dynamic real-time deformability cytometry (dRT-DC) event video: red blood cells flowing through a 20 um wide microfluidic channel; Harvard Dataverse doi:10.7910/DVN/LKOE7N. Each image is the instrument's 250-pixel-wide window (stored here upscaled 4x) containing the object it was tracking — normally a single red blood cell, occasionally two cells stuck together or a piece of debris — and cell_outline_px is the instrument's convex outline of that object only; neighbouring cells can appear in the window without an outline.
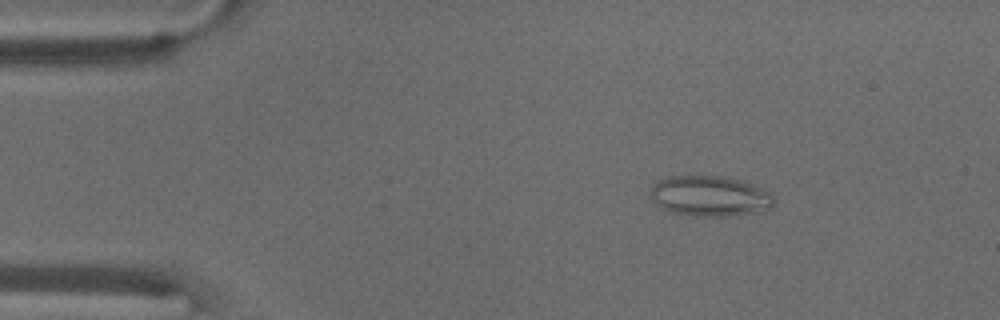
{"species": "common noctule bat (a hibernating species)", "species_latin": "Nyctalus noctula", "temperature_condition": "warm", "stored_images_in_passage": 54, "camera_frame_rate_fps": 3000, "um_per_image_px": 0.085, "animal": {"sex": "male", "body_mass_g": 18.8}, "frame": {"image": 1, "passage_image": 8, "time_ms": 2.333, "image_size_px": [1000, 320], "cell_outline_px": [[776, 200], [768, 208], [752, 212], [724, 216], [692, 216], [668, 212], [656, 204], [648, 196], [648, 192], [652, 184], [660, 180], [672, 176], [724, 176], [740, 180], [752, 184], [768, 192]], "centroid_in_image_um": [60.24, 16.66], "position_along_channel_um": 24.8, "area_um2": 29.07}}
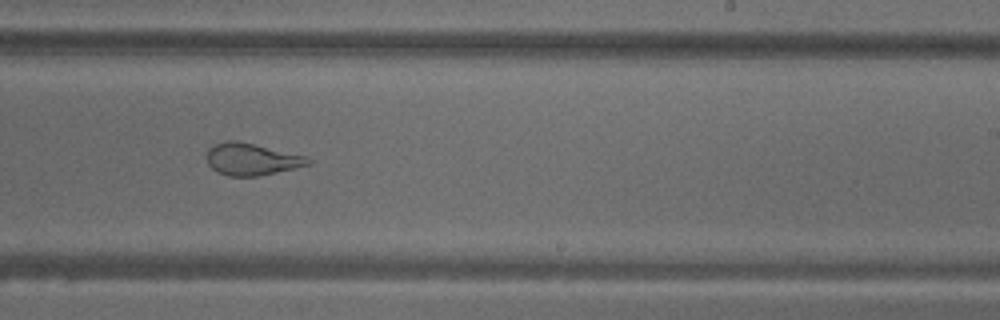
{"frame": {"image": 2, "passage_image": 33, "time_ms": 10.667, "image_size_px": [1000, 320], "cell_outline_px": [[312, 164], [260, 176], [228, 176], [216, 172], [208, 164], [208, 148], [216, 144], [228, 140], [236, 140], [304, 156], [312, 160]], "centroid_in_image_um": [21.38, 13.55], "position_along_channel_um": 267.6, "area_um2": 18.67}}
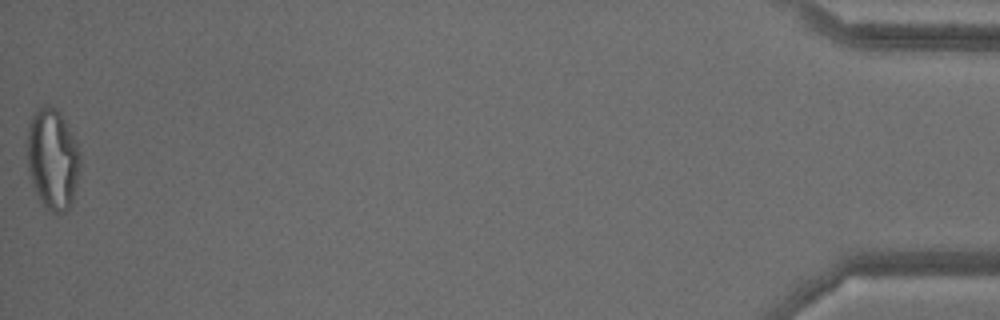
{"frame": {"image": 3, "passage_image": 54, "time_ms": 17.667, "image_size_px": [1000, 320], "cell_outline_px": [[80, 164], [76, 184], [72, 200], [68, 208], [64, 212], [52, 212], [44, 208], [32, 184], [28, 168], [24, 144], [28, 124], [36, 108], [44, 104], [52, 104], [60, 112], [80, 152]], "centroid_in_image_um": [4.41, 13.46], "position_along_channel_um": 430.8, "area_um2": 31.62}, "authors_computed_cell_mechanics": {"area_um2": 25.8655, "velocity_mm_per_s": 3.7146, "shape_relaxation_time_tau1_ms": null, "shape_relaxation_time_tau2_ms": 1.1787, "deformation_change_tau1": null, "deformation_change_tau2": 0.0938}}